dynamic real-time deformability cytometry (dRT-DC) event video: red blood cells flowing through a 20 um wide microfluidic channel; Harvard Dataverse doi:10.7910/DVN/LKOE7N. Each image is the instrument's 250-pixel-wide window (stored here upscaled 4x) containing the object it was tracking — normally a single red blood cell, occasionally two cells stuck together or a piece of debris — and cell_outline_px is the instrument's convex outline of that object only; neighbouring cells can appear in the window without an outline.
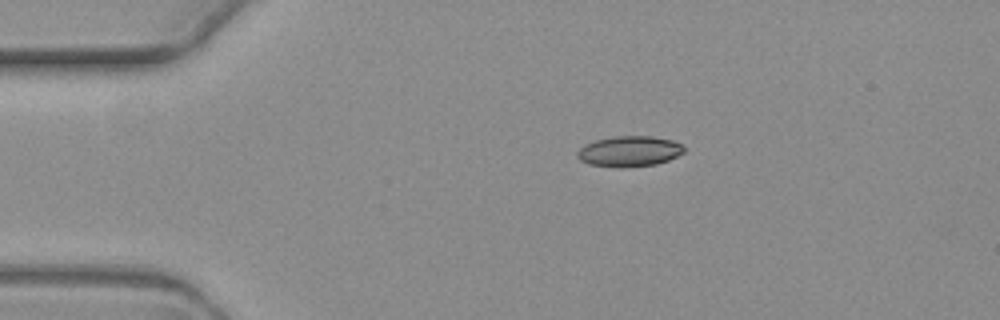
{"species": "common noctule bat (a hibernating species)", "species_latin": "Nyctalus noctula", "temperature_condition": "warm", "stored_images_in_passage": 3, "camera_frame_rate_fps": 3000, "um_per_image_px": 0.085, "animal": {"sex": "female", "body_mass_g": 19.3, "forearm_length_mm": 54.1}, "frame": {"image": 1, "passage_image": 1, "time_ms": 0.0, "image_size_px": [1000, 320], "cell_outline_px": [[688, 148], [684, 152], [668, 160], [656, 164], [620, 168], [588, 164], [580, 160], [576, 156], [576, 152], [584, 144], [596, 140], [616, 136], [652, 136], [672, 140]], "centroid_in_image_um": [53.48, 12.86], "position_along_channel_um": 31.5, "area_um2": 19.13}}
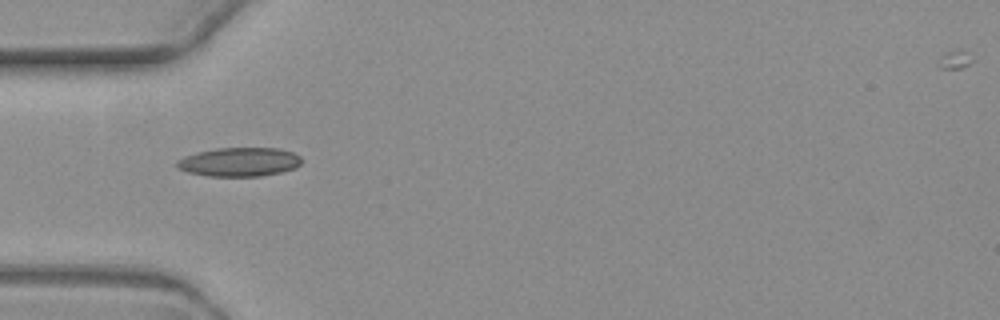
{"frame": {"image": 2, "passage_image": 2, "time_ms": 2.333, "image_size_px": [1000, 320], "cell_outline_px": [[300, 164], [296, 168], [280, 172], [260, 176], [208, 176], [188, 172], [176, 168], [176, 160], [184, 156], [196, 152], [220, 148], [280, 148], [292, 152], [300, 156]], "centroid_in_image_um": [20.31, 13.76], "position_along_channel_um": 64.7, "area_um2": 21.04}}
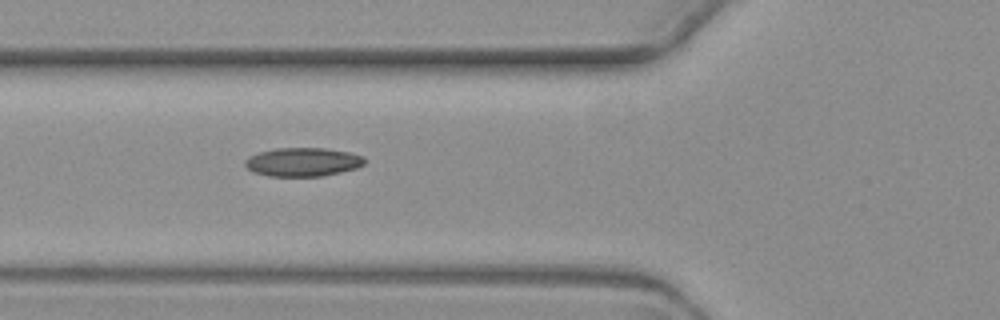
{"frame": {"image": 3, "passage_image": 3, "time_ms": 3.333, "image_size_px": [1000, 320], "cell_outline_px": [[364, 164], [356, 168], [340, 172], [320, 176], [268, 176], [252, 172], [244, 164], [244, 160], [248, 156], [260, 152], [276, 148], [324, 148], [348, 152], [364, 156]], "centroid_in_image_um": [25.7, 13.77], "position_along_channel_um": 100.1, "area_um2": 19.94}}